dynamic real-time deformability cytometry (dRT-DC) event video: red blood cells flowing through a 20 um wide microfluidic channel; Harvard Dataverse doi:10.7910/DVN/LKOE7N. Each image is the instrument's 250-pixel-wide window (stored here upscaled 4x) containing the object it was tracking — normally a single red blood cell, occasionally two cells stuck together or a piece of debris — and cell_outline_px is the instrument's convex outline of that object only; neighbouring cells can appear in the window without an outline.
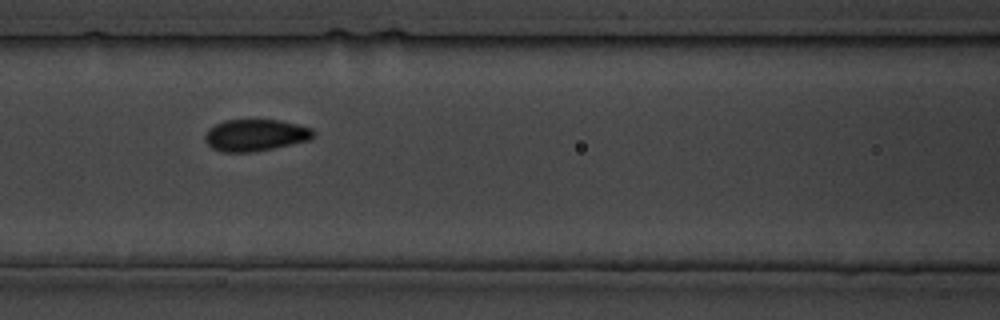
{"species": "common noctule bat (a hibernating species)", "species_latin": "Nyctalus noctula", "temperature_condition": "cold", "stored_images_in_passage": 27, "camera_frame_rate_fps": 3000, "um_per_image_px": 0.085, "animal": {"sex": "male", "body_mass_g": 19.5, "forearm_length_mm": 54.6}, "frame": {"image": 1, "passage_image": 9, "time_ms": 10.0, "image_size_px": [1000, 320], "cell_outline_px": [[316, 132], [308, 140], [256, 152], [220, 152], [212, 148], [204, 140], [204, 136], [208, 128], [224, 120], [280, 120], [312, 128]], "centroid_in_image_um": [21.67, 11.49], "position_along_channel_um": 144.9, "area_um2": 20.11}}
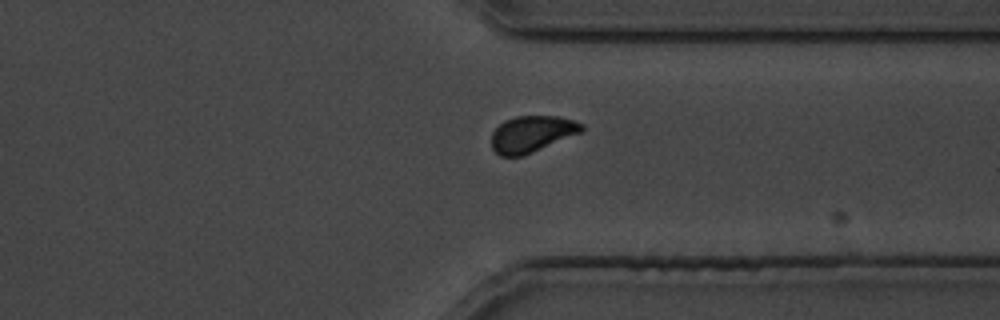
{"frame": {"image": 2, "passage_image": 21, "time_ms": 24.667, "image_size_px": [1000, 320], "cell_outline_px": [[584, 132], [524, 156], [500, 156], [492, 148], [492, 132], [504, 120], [516, 116], [556, 116], [576, 120], [584, 124]], "centroid_in_image_um": [45.26, 11.39], "position_along_channel_um": 366.1, "area_um2": 19.48}}
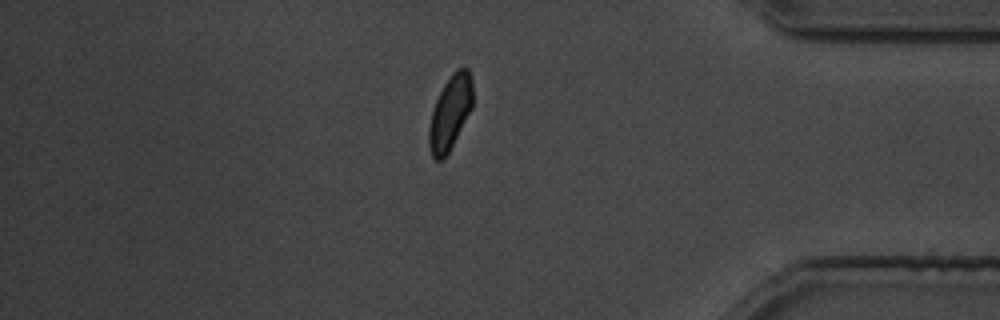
{"frame": {"image": 3, "passage_image": 24, "time_ms": 28.333, "image_size_px": [1000, 320], "cell_outline_px": [[472, 108], [448, 152], [440, 160], [436, 160], [432, 156], [428, 144], [428, 128], [432, 112], [436, 100], [444, 84], [452, 72], [456, 68], [468, 68], [472, 80]], "centroid_in_image_um": [38.25, 9.54], "position_along_channel_um": 396.9, "area_um2": 18.67}}